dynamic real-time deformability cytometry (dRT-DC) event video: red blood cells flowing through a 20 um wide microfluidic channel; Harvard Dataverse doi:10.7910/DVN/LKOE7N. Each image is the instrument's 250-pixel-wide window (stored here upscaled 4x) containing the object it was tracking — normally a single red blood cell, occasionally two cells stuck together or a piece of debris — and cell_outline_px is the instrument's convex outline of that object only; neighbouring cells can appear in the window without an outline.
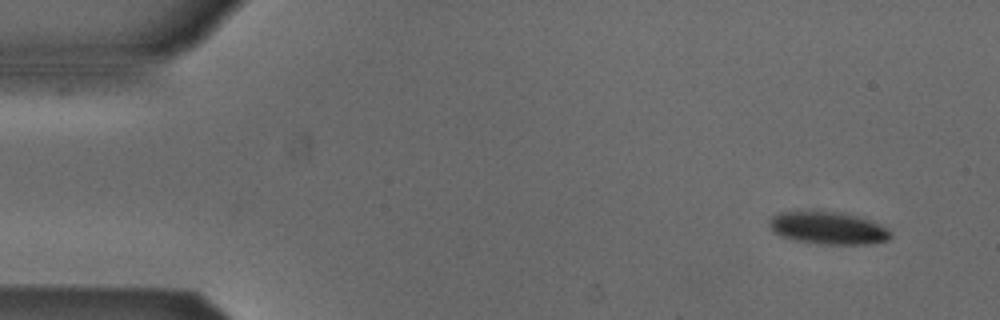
{"species": "Egyptian fruit bat (a non-hibernating species)", "species_latin": "Rousettus aegyptiacus", "temperature_condition": "cold", "stored_images_in_passage": 19, "camera_frame_rate_fps": 3000, "um_per_image_px": 0.085, "animal": {"sex": "male"}, "frame": {"image": 1, "passage_image": 1, "time_ms": 0.0, "image_size_px": [1000, 320], "cell_outline_px": [[892, 236], [888, 240], [868, 244], [820, 244], [792, 240], [780, 236], [772, 232], [768, 224], [772, 216], [780, 212], [812, 208], [824, 208], [844, 212], [880, 224], [892, 232]], "centroid_in_image_um": [70.32, 19.33], "position_along_channel_um": 14.7, "area_um2": 24.04}}
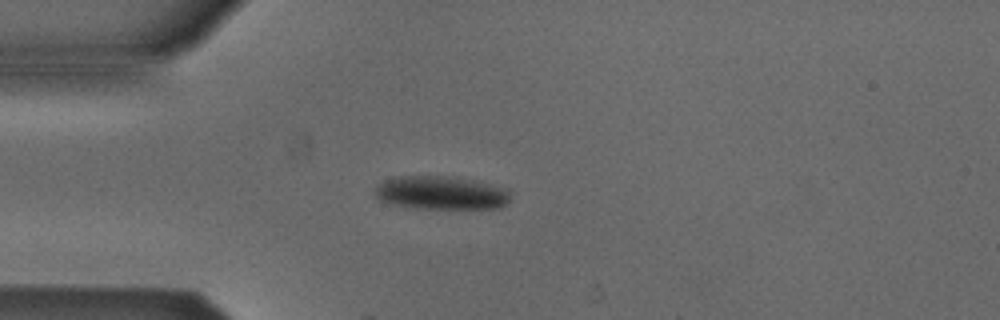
{"frame": {"image": 2, "passage_image": 11, "time_ms": 3.333, "image_size_px": [1000, 320], "cell_outline_px": [[508, 200], [504, 204], [496, 208], [424, 208], [392, 204], [380, 200], [372, 192], [384, 180], [400, 176], [456, 176], [508, 188]], "centroid_in_image_um": [37.48, 16.37], "position_along_channel_um": 47.5, "area_um2": 26.13}}
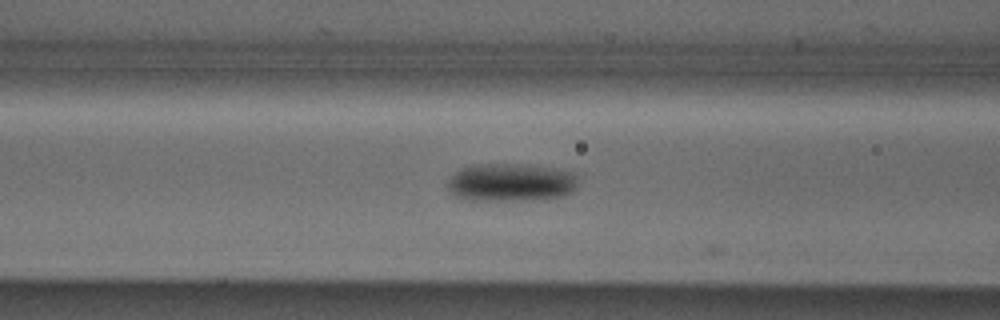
{"frame": {"image": 3, "passage_image": 18, "time_ms": 5.667, "image_size_px": [1000, 320], "cell_outline_px": [[580, 176], [572, 192], [564, 196], [532, 200], [468, 200], [456, 196], [448, 192], [448, 180], [460, 168], [472, 164], [524, 164], [552, 168], [576, 172]], "centroid_in_image_um": [43.44, 15.5], "position_along_channel_um": 123.2, "area_um2": 29.3}}